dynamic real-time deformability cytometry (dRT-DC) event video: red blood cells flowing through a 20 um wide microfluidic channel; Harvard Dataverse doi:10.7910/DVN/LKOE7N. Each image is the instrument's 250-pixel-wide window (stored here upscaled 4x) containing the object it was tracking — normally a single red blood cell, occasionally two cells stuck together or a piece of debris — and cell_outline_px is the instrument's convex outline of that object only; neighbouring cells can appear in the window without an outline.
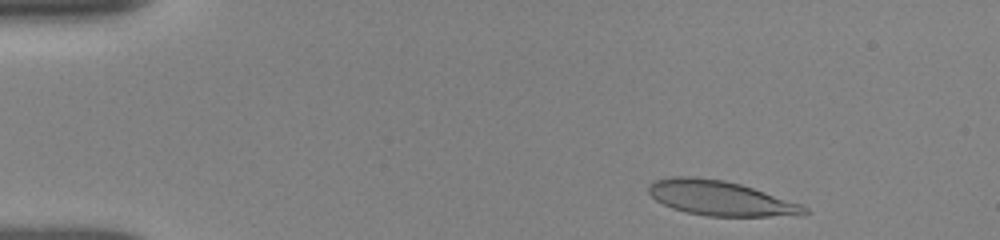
{"species": "human", "species_latin": "Homo sapiens", "temperature_condition": "room temperature", "stored_images_in_passage": 24, "camera_frame_rate_fps": 3000, "um_per_image_px": 0.085, "donor": {"sex": "female"}, "frame": {"image": 1, "passage_image": 2, "time_ms": 0.667, "image_size_px": [1000, 240], "cell_outline_px": [[808, 212], [804, 216], [708, 216], [688, 212], [672, 208], [656, 200], [648, 192], [648, 184], [652, 180], [672, 176], [692, 176], [724, 180], [740, 184], [800, 204], [808, 208]], "centroid_in_image_um": [61.21, 16.84], "position_along_channel_um": 23.8, "area_um2": 31.5}}
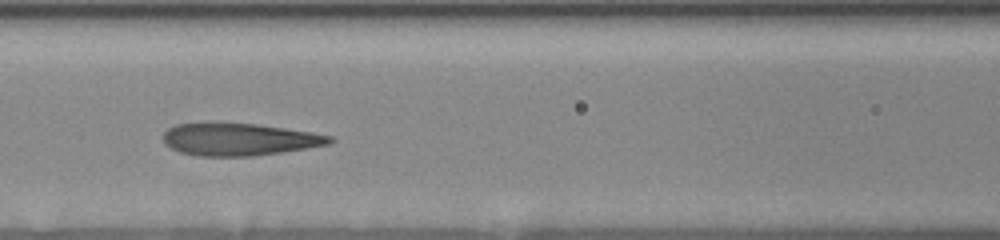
{"frame": {"image": 2, "passage_image": 15, "time_ms": 6.0, "image_size_px": [1000, 240], "cell_outline_px": [[336, 140], [328, 144], [308, 148], [252, 156], [196, 156], [180, 152], [164, 144], [164, 132], [168, 128], [176, 124], [208, 120], [216, 120], [256, 124], [312, 132], [332, 136]], "centroid_in_image_um": [20.27, 11.8], "position_along_channel_um": 146.3, "area_um2": 32.25}}
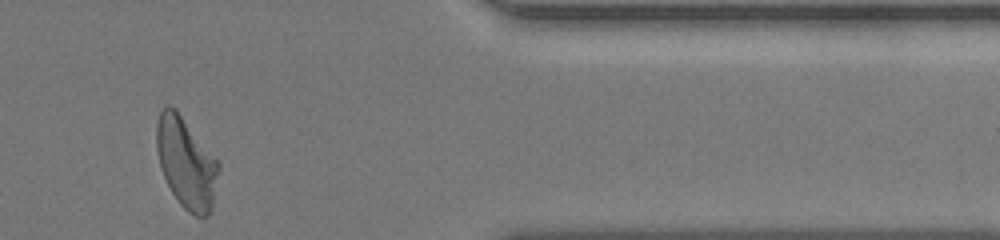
{"frame": {"image": 3, "passage_image": 24, "time_ms": 13.0, "image_size_px": [1000, 240], "cell_outline_px": [[220, 168], [212, 212], [204, 216], [196, 216], [188, 212], [180, 204], [172, 192], [160, 168], [156, 148], [156, 124], [160, 108], [164, 104], [168, 104], [176, 108], [216, 156], [220, 164]], "centroid_in_image_um": [15.84, 13.8], "position_along_channel_um": 395.6, "area_um2": 33.52}, "authors_computed_cell_mechanics": {"area_um2": 31.9923, "velocity_mm_per_s": 3.9049, "shape_relaxation_time_tau1_ms": 3.9391, "shape_relaxation_time_tau2_ms": 1.2312, "deformation_change_tau1": 0.2135, "deformation_change_tau2": 0.1091}}